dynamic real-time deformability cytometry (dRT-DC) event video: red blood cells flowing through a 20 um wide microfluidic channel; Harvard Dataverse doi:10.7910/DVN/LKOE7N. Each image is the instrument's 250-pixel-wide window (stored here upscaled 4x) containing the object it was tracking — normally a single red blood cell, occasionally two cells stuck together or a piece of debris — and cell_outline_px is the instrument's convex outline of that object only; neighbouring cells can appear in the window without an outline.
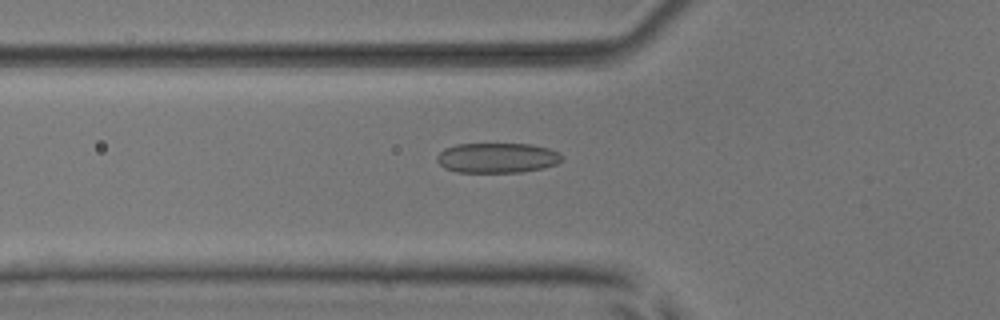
{"species": "common noctule bat (a hibernating species)", "species_latin": "Nyctalus noctula", "temperature_condition": "room temperature", "stored_images_in_passage": 51, "camera_frame_rate_fps": 3000, "um_per_image_px": 0.085, "animal": {"sex": "male", "body_mass_g": 17.9, "forearm_length_mm": 54.2}, "frame": {"image": 1, "passage_image": 19, "time_ms": 6.0, "image_size_px": [1000, 320], "cell_outline_px": [[564, 156], [556, 164], [544, 168], [520, 172], [456, 172], [444, 168], [436, 160], [436, 156], [444, 148], [456, 144], [532, 144], [548, 148], [560, 152]], "centroid_in_image_um": [42.26, 13.41], "position_along_channel_um": 83.5, "area_um2": 22.02}}
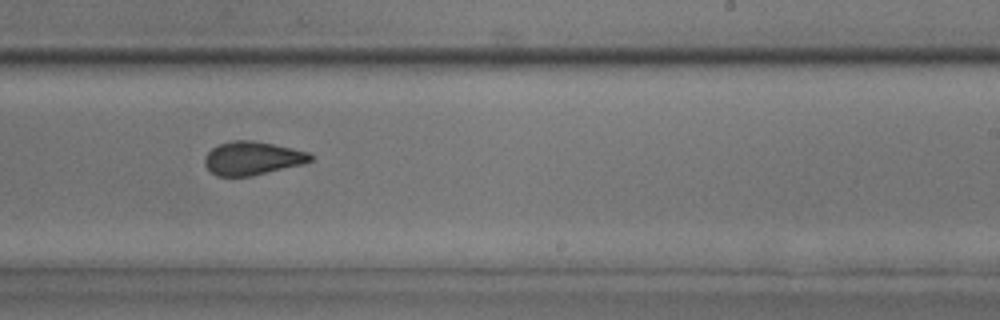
{"frame": {"image": 2, "passage_image": 33, "time_ms": 10.667, "image_size_px": [1000, 320], "cell_outline_px": [[312, 160], [304, 164], [252, 176], [216, 176], [204, 164], [204, 156], [212, 148], [220, 144], [232, 140], [252, 140], [292, 148], [308, 152], [312, 156]], "centroid_in_image_um": [21.44, 13.45], "position_along_channel_um": 267.6, "area_um2": 20.58}}
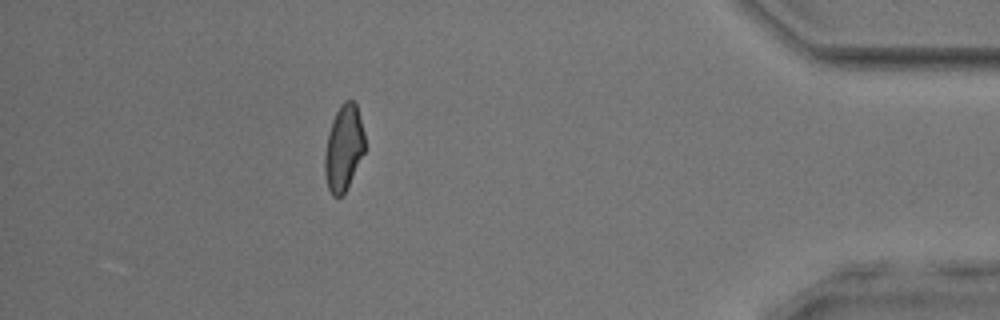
{"frame": {"image": 3, "passage_image": 47, "time_ms": 15.333, "image_size_px": [1000, 320], "cell_outline_px": [[364, 152], [344, 192], [340, 196], [332, 196], [328, 188], [324, 176], [324, 156], [328, 132], [332, 120], [340, 104], [344, 100], [352, 100], [356, 104], [364, 132]], "centroid_in_image_um": [29.18, 12.54], "position_along_channel_um": 406.0, "area_um2": 19.83}}